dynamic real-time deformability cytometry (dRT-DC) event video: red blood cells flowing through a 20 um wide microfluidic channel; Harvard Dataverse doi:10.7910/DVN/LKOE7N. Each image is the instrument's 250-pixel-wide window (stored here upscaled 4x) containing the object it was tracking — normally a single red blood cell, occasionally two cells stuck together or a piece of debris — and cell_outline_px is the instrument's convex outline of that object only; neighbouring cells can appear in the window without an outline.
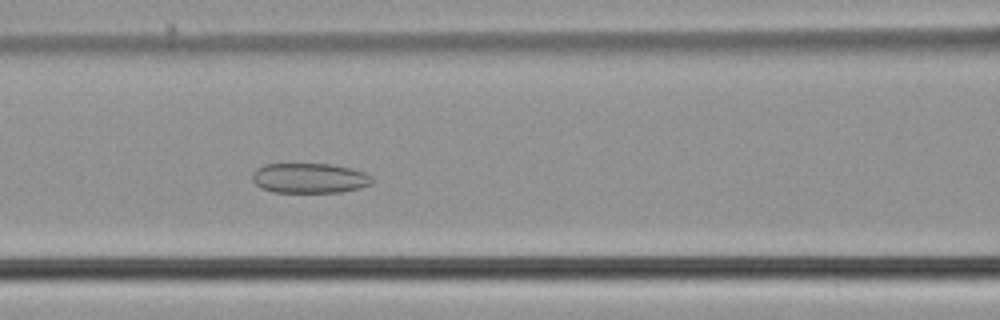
{"species": "common noctule bat (a hibernating species)", "species_latin": "Nyctalus noctula", "temperature_condition": "cold", "stored_images_in_passage": 54, "camera_frame_rate_fps": 3000, "um_per_image_px": 0.085, "animal": {"sex": "male", "body_mass_g": 21.5, "forearm_length_mm": 52.0}, "frame": {"image": 1, "passage_image": 23, "time_ms": 7.333, "image_size_px": [1000, 320], "cell_outline_px": [[372, 184], [360, 188], [340, 192], [272, 192], [260, 188], [252, 180], [252, 172], [256, 168], [264, 164], [328, 164], [352, 168], [364, 172], [372, 176]], "centroid_in_image_um": [26.29, 15.14], "position_along_channel_um": 140.3, "area_um2": 21.1}}
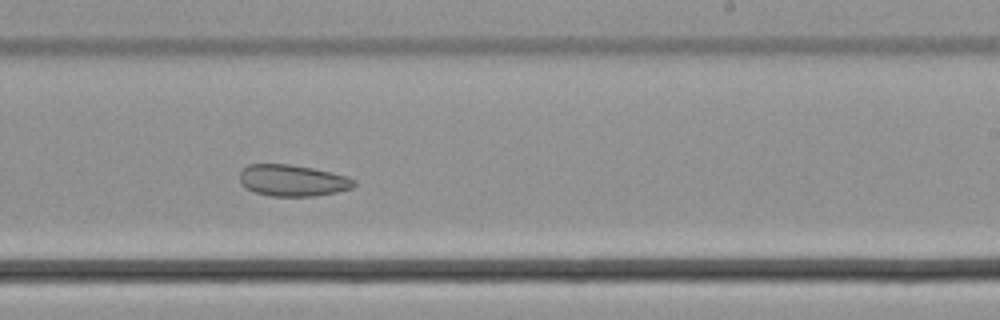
{"frame": {"image": 2, "passage_image": 33, "time_ms": 10.667, "image_size_px": [1000, 320], "cell_outline_px": [[356, 184], [352, 188], [336, 192], [312, 196], [268, 196], [244, 188], [240, 184], [240, 172], [248, 164], [288, 164], [312, 168], [348, 176], [356, 180]], "centroid_in_image_um": [24.86, 15.34], "position_along_channel_um": 264.1, "area_um2": 21.04}}
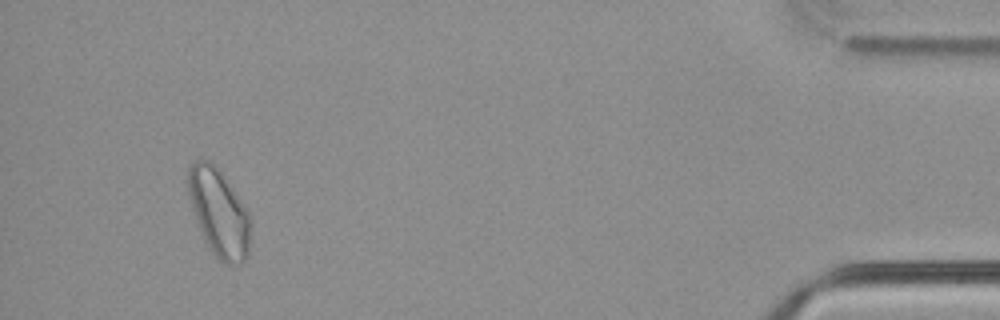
{"frame": {"image": 3, "passage_image": 51, "time_ms": 16.667, "image_size_px": [1000, 320], "cell_outline_px": [[252, 224], [248, 256], [240, 264], [224, 264], [208, 248], [204, 240], [196, 220], [188, 196], [188, 164], [196, 160], [212, 160], [236, 192], [248, 212], [252, 220]], "centroid_in_image_um": [18.62, 18.08], "position_along_channel_um": 416.6, "area_um2": 32.31}, "authors_computed_cell_mechanics": {"area_um2": 27.5417, "velocity_mm_per_s": 3.7205, "shape_relaxation_time_tau1_ms": null, "shape_relaxation_time_tau2_ms": 4.7419, "deformation_change_tau1": null, "deformation_change_tau2": 0.0916}}